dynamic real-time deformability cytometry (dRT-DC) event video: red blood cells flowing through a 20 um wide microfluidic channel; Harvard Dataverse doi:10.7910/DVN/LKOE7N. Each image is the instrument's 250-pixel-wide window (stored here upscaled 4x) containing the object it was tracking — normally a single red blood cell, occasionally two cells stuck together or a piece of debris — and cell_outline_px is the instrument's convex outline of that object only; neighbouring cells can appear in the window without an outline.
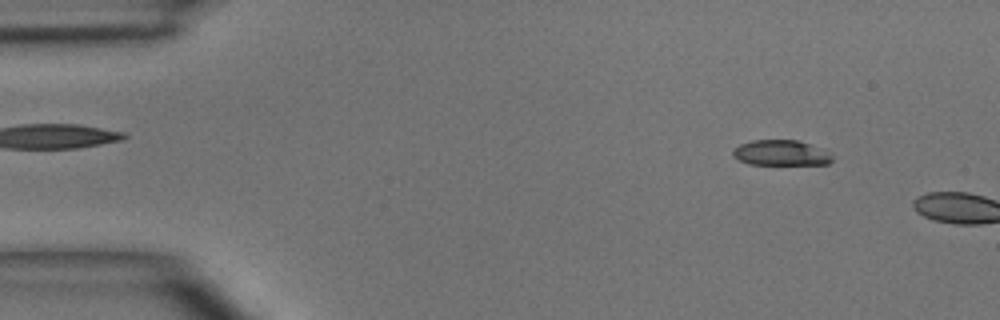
{"species": "common noctule bat (a hibernating species)", "species_latin": "Nyctalus noctula", "temperature_condition": "room temperature", "stored_images_in_passage": 2, "camera_frame_rate_fps": 3000, "um_per_image_px": 0.085, "animal": {"sex": "male", "body_mass_g": 15.6}, "frame": {"image": 1, "passage_image": 1, "time_ms": 0.0, "image_size_px": [1000, 320], "cell_outline_px": [[832, 160], [828, 164], [748, 164], [732, 156], [732, 152], [740, 144], [752, 140], [796, 140], [820, 148], [828, 152], [832, 156]], "centroid_in_image_um": [66.36, 13.0], "position_along_channel_um": 18.6, "area_um2": 14.51}}